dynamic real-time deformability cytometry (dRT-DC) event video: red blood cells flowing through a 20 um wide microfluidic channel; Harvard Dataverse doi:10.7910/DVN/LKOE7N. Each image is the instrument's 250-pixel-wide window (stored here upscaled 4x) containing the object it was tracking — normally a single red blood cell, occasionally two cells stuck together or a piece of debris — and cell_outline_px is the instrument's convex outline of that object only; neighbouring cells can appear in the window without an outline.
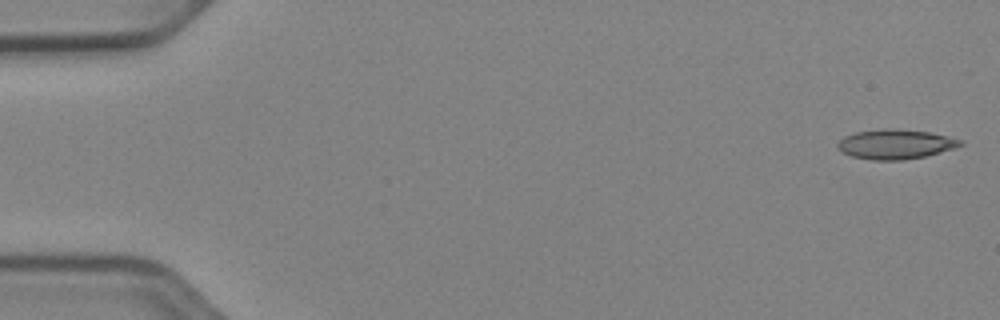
{"species": "Egyptian fruit bat (a non-hibernating species)", "species_latin": "Rousettus aegyptiacus", "temperature_condition": "cold", "stored_images_in_passage": 49, "camera_frame_rate_fps": 3000, "um_per_image_px": 0.085, "animal": {"sex": "female"}, "frame": {"image": 1, "passage_image": 1, "time_ms": 0.0, "image_size_px": [1000, 320], "cell_outline_px": [[964, 144], [952, 148], [924, 156], [904, 160], [872, 160], [852, 156], [836, 148], [836, 144], [844, 136], [856, 132], [884, 128], [888, 128], [928, 132], [948, 136], [964, 140]], "centroid_in_image_um": [76.09, 12.25], "position_along_channel_um": 8.9, "area_um2": 21.04}}
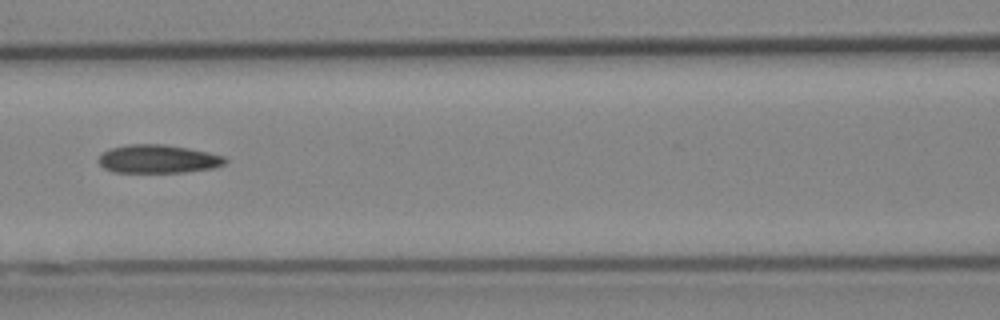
{"frame": {"image": 2, "passage_image": 23, "time_ms": 7.333, "image_size_px": [1000, 320], "cell_outline_px": [[228, 160], [224, 164], [212, 168], [184, 172], [112, 172], [104, 168], [96, 160], [100, 152], [112, 148], [128, 144], [164, 144], [188, 148], [208, 152], [224, 156]], "centroid_in_image_um": [13.39, 13.51], "position_along_channel_um": 153.2, "area_um2": 21.04}}
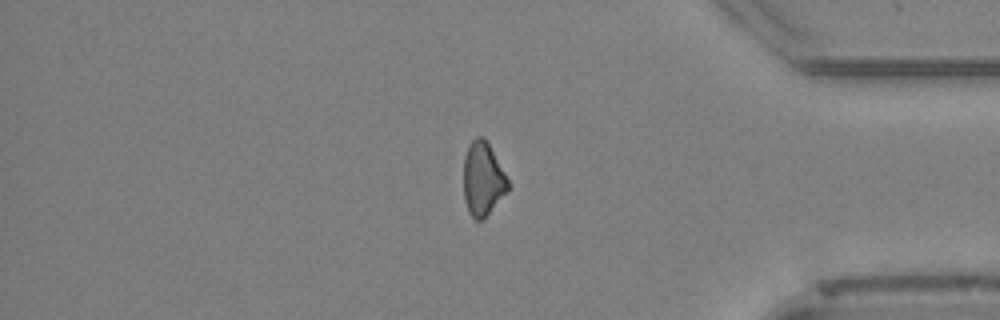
{"frame": {"image": 3, "passage_image": 43, "time_ms": 14.0, "image_size_px": [1000, 320], "cell_outline_px": [[512, 184], [508, 192], [480, 220], [476, 220], [468, 212], [464, 200], [464, 156], [468, 144], [476, 136], [484, 136]], "centroid_in_image_um": [41.06, 15.17], "position_along_channel_um": 394.1, "area_um2": 19.25}}